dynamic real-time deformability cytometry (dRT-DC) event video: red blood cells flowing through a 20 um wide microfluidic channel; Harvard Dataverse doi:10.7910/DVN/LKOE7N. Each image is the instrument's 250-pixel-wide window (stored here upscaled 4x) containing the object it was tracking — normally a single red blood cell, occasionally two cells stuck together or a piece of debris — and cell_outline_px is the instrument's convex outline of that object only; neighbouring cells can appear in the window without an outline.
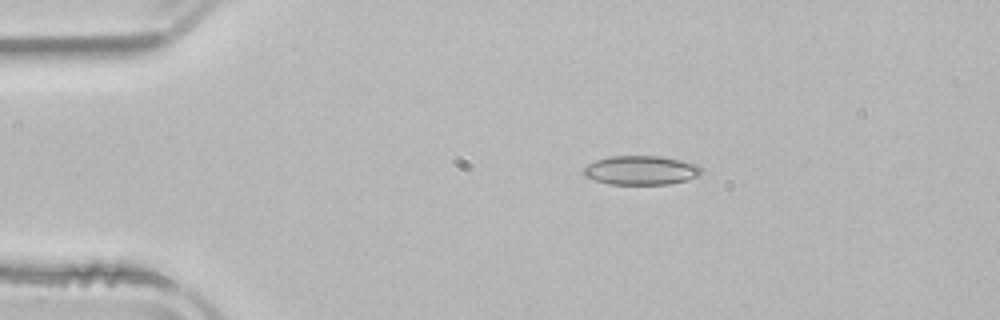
{"species": "common noctule bat (a hibernating species)", "species_latin": "Nyctalus noctula", "temperature_condition": "room temperature", "stored_images_in_passage": 2, "camera_frame_rate_fps": 3000, "um_per_image_px": 0.085, "animal": {"sex": "male", "body_mass_g": 21.5, "forearm_length_mm": 52.0}, "frame": {"image": 1, "passage_image": 1, "time_ms": 0.0, "image_size_px": [1000, 320], "cell_outline_px": [[704, 172], [700, 176], [668, 184], [608, 184], [584, 176], [580, 172], [580, 168], [596, 160], [608, 156], [660, 156], [680, 160], [696, 164], [704, 168]], "centroid_in_image_um": [54.46, 14.47], "position_along_channel_um": 30.5, "area_um2": 20.23}}